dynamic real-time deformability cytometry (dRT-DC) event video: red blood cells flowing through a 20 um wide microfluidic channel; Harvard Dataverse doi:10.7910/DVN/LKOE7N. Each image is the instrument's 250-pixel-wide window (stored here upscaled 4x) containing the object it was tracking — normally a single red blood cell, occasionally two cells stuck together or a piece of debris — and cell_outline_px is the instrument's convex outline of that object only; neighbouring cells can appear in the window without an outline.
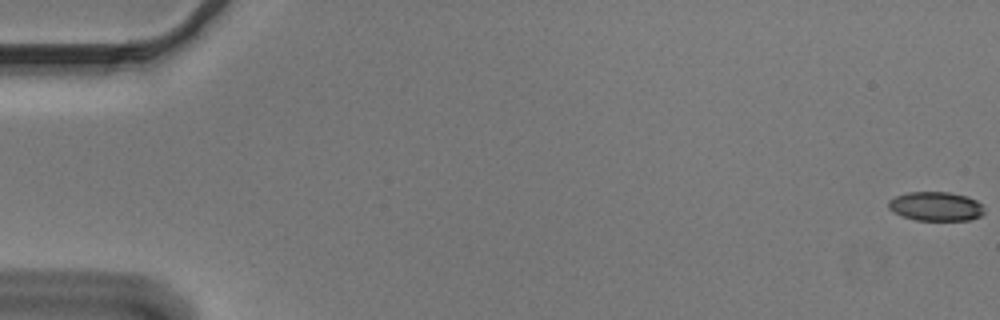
{"species": "Egyptian fruit bat (a non-hibernating species)", "species_latin": "Rousettus aegyptiacus", "temperature_condition": "cold", "stored_images_in_passage": 56, "camera_frame_rate_fps": 3000, "um_per_image_px": 0.085, "animal": {"sex": "male"}, "frame": {"image": 1, "passage_image": 1, "time_ms": 0.0, "image_size_px": [1000, 320], "cell_outline_px": [[984, 212], [980, 216], [968, 220], [916, 220], [904, 216], [888, 208], [888, 200], [896, 196], [908, 192], [948, 192], [964, 196], [976, 200], [984, 208]], "centroid_in_image_um": [79.54, 17.54], "position_along_channel_um": 5.5, "area_um2": 16.01}}
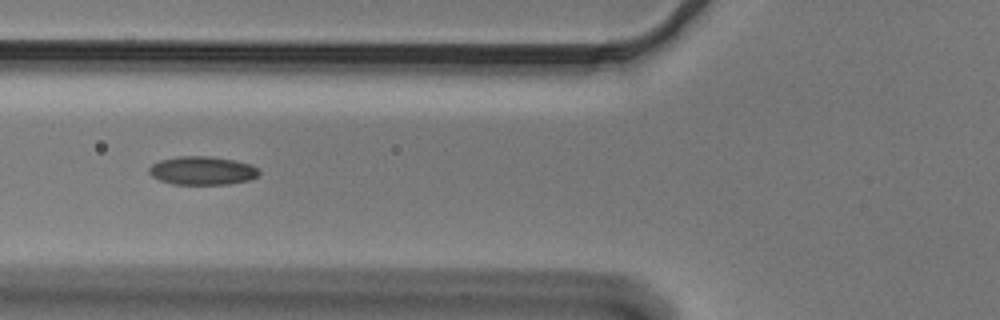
{"frame": {"image": 2, "passage_image": 22, "time_ms": 7.0, "image_size_px": [1000, 320], "cell_outline_px": [[260, 176], [248, 180], [228, 184], [172, 184], [160, 180], [152, 176], [148, 172], [148, 168], [152, 164], [160, 160], [180, 156], [212, 156], [252, 164], [260, 172]], "centroid_in_image_um": [17.2, 14.5], "position_along_channel_um": 108.6, "area_um2": 18.26}}
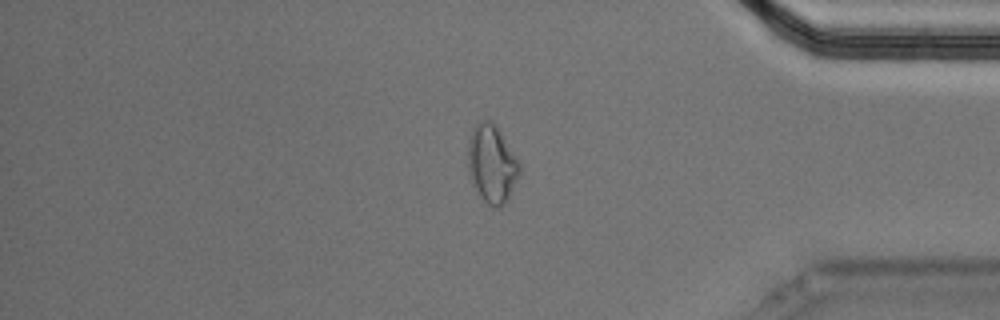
{"frame": {"image": 3, "passage_image": 47, "time_ms": 15.333, "image_size_px": [1000, 320], "cell_outline_px": [[520, 172], [508, 200], [500, 208], [492, 208], [480, 196], [472, 184], [468, 172], [468, 140], [472, 128], [480, 120], [492, 120], [520, 164]], "centroid_in_image_um": [41.78, 13.95], "position_along_channel_um": 393.4, "area_um2": 23.41}, "authors_computed_cell_mechanics": {"area_um2": 17.6868, "velocity_mm_per_s": 3.6832, "shape_relaxation_time_tau1_ms": null, "shape_relaxation_time_tau2_ms": 5.4293, "deformation_change_tau1": null, "deformation_change_tau2": 0.1084}}